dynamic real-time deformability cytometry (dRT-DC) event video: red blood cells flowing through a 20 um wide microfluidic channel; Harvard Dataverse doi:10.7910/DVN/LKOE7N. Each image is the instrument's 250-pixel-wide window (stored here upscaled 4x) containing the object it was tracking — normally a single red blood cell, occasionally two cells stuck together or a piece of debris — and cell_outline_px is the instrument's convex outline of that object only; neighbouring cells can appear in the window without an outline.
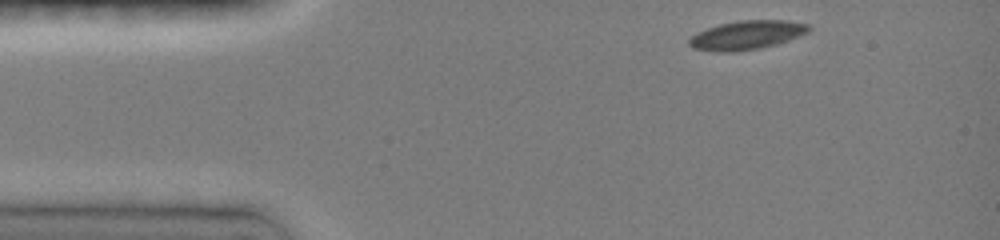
{"species": "common noctule bat (a hibernating species)", "species_latin": "Nyctalus noctula", "temperature_condition": "room temperature", "stored_images_in_passage": 26, "camera_frame_rate_fps": 3000, "um_per_image_px": 0.085, "animal": {"sex": "female", "body_mass_g": 19.0, "forearm_length_mm": 51.5}, "frame": {"image": 1, "passage_image": 1, "time_ms": 0.0, "image_size_px": [1000, 240], "cell_outline_px": [[812, 28], [808, 32], [788, 40], [776, 44], [760, 48], [736, 52], [716, 52], [692, 48], [688, 44], [688, 40], [696, 32], [720, 24], [740, 20], [788, 20], [808, 24]], "centroid_in_image_um": [63.46, 2.98], "position_along_channel_um": 21.5, "area_um2": 20.23}}
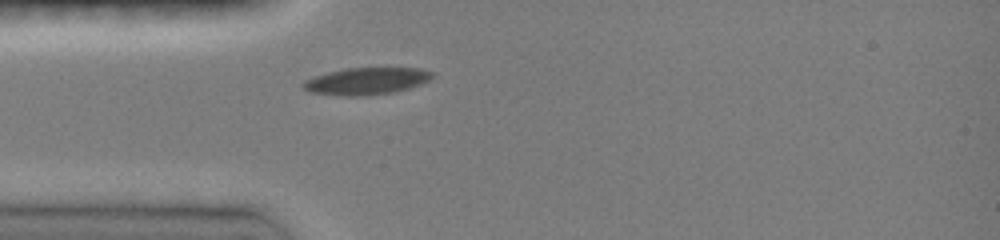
{"frame": {"image": 2, "passage_image": 11, "time_ms": 2.333, "image_size_px": [1000, 240], "cell_outline_px": [[432, 76], [428, 80], [420, 84], [396, 92], [364, 96], [340, 96], [308, 92], [300, 84], [304, 80], [328, 72], [344, 68], [420, 68], [432, 72]], "centroid_in_image_um": [31.09, 6.9], "position_along_channel_um": 53.9, "area_um2": 20.4}}
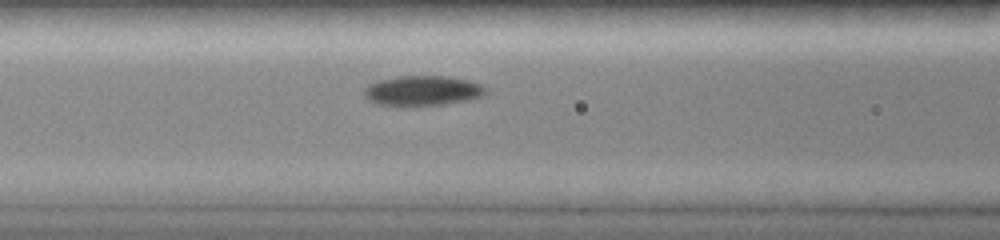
{"frame": {"image": 3, "passage_image": 17, "time_ms": 4.333, "image_size_px": [1000, 240], "cell_outline_px": [[484, 92], [480, 96], [468, 100], [444, 104], [416, 108], [408, 108], [376, 104], [368, 100], [364, 96], [364, 88], [368, 84], [380, 80], [396, 76], [448, 76], [468, 80], [480, 84], [484, 88]], "centroid_in_image_um": [35.82, 7.74], "position_along_channel_um": 130.8, "area_um2": 21.79}}